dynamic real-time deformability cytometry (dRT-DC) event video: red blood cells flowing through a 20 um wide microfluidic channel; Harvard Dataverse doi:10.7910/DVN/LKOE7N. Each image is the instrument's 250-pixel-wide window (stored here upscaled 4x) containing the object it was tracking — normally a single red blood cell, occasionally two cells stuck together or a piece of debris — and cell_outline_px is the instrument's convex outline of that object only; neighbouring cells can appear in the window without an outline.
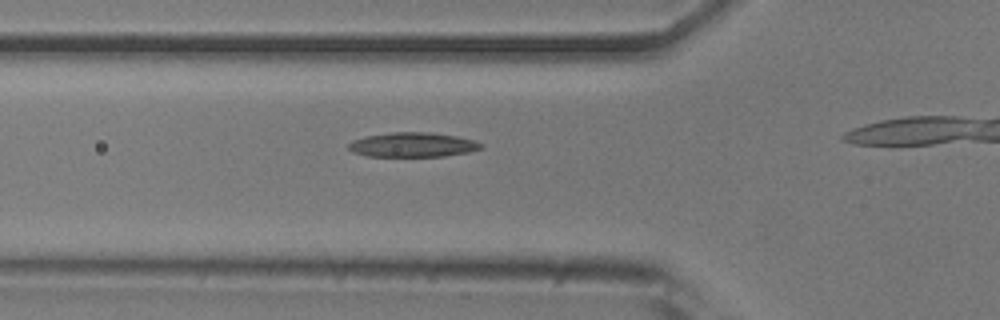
{"species": "common noctule bat (a hibernating species)", "species_latin": "Nyctalus noctula", "temperature_condition": "room temperature", "stored_images_in_passage": 12, "camera_frame_rate_fps": 3000, "um_per_image_px": 0.085, "animal": {"sex": "male", "body_mass_g": 20.5, "forearm_length_mm": 52.5}, "frame": {"image": 1, "passage_image": 4, "time_ms": 1.0, "image_size_px": [1000, 320], "cell_outline_px": [[484, 148], [468, 152], [444, 156], [368, 156], [352, 152], [348, 148], [348, 144], [352, 140], [364, 136], [392, 132], [428, 132], [456, 136], [476, 140], [484, 144]], "centroid_in_image_um": [35.1, 12.3], "position_along_channel_um": 90.7, "area_um2": 19.07}}
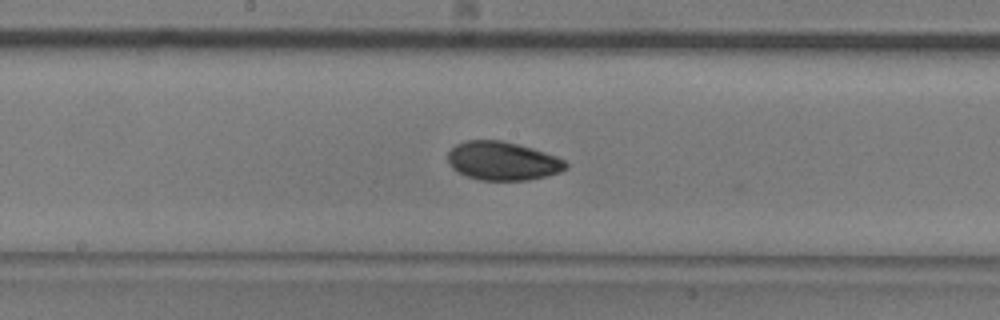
{"frame": {"image": 2, "passage_image": 8, "time_ms": 2.333, "image_size_px": [1000, 320], "cell_outline_px": [[568, 168], [560, 172], [528, 180], [480, 180], [456, 172], [452, 168], [448, 160], [448, 152], [456, 144], [464, 140], [500, 140], [532, 148], [556, 156], [564, 160], [568, 164]], "centroid_in_image_um": [42.71, 13.68], "position_along_channel_um": 205.5, "area_um2": 26.47}}